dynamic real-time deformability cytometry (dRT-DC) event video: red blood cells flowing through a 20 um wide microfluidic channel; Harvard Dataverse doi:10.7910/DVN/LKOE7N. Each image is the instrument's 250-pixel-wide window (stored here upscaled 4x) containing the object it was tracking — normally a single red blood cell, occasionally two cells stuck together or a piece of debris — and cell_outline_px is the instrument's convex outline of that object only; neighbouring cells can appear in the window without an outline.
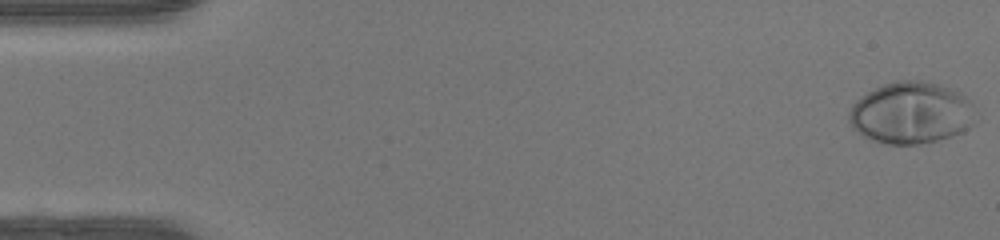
{"species": "human", "species_latin": "Homo sapiens", "temperature_condition": "warm", "stored_images_in_passage": 48, "camera_frame_rate_fps": 3000, "um_per_image_px": 0.085, "donor": {"sex": "female"}, "frame": {"image": 1, "passage_image": 1, "time_ms": 0.0, "image_size_px": [1000, 240], "cell_outline_px": [[972, 124], [964, 132], [940, 140], [920, 144], [888, 144], [868, 140], [852, 128], [848, 124], [848, 112], [852, 104], [856, 100], [868, 92], [884, 84], [896, 80], [920, 80], [940, 84], [956, 88], [972, 104]], "centroid_in_image_um": [77.41, 9.6], "position_along_channel_um": 7.6, "area_um2": 46.01}}
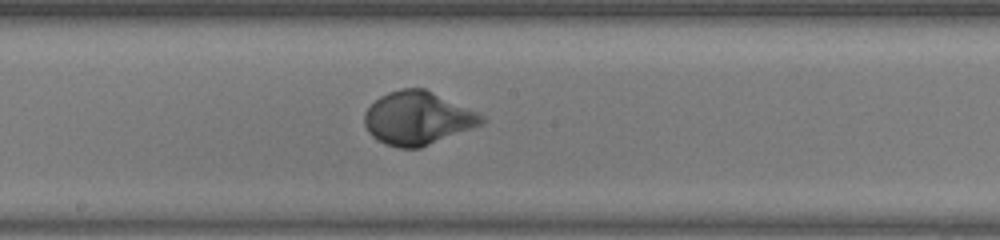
{"frame": {"image": 2, "passage_image": 26, "time_ms": 8.333, "image_size_px": [1000, 240], "cell_outline_px": [[488, 120], [484, 124], [420, 148], [400, 148], [384, 144], [376, 140], [368, 132], [364, 124], [364, 112], [380, 96], [388, 92], [400, 88], [424, 88], [480, 112]], "centroid_in_image_um": [35.53, 10.05], "position_along_channel_um": 212.7, "area_um2": 36.76}}
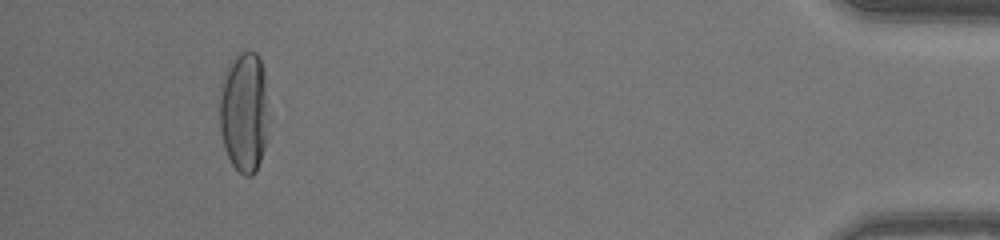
{"frame": {"image": 3, "passage_image": 45, "time_ms": 14.667, "image_size_px": [1000, 240], "cell_outline_px": [[264, 148], [256, 172], [252, 176], [244, 176], [232, 164], [224, 148], [220, 128], [220, 80], [228, 64], [240, 52], [248, 48], [256, 52], [264, 68]], "centroid_in_image_um": [20.68, 9.47], "position_along_channel_um": 414.5, "area_um2": 33.76}, "authors_computed_cell_mechanics": {"area_um2": 35.7204, "velocity_mm_per_s": 4.2982, "shape_relaxation_time_tau1_ms": 2.8418, "shape_relaxation_time_tau2_ms": null, "deformation_change_tau1": 0.207, "deformation_change_tau2": null}}